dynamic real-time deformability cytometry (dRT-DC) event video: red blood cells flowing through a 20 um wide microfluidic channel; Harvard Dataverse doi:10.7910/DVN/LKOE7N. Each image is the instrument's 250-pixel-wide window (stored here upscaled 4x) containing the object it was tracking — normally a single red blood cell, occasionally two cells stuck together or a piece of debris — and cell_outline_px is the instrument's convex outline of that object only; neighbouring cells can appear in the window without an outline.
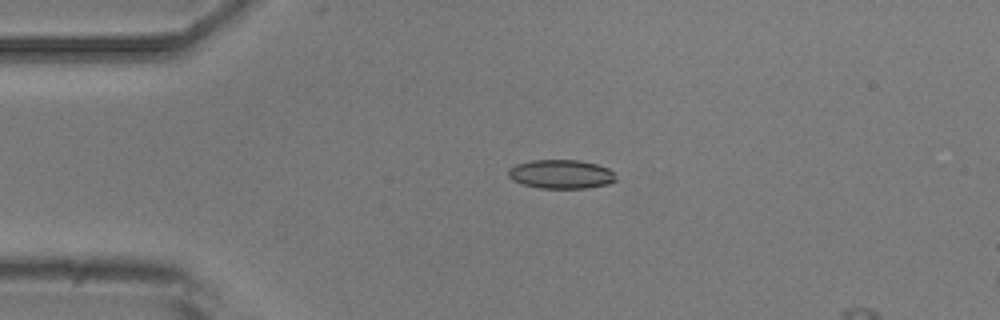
{"species": "common noctule bat (a hibernating species)", "species_latin": "Nyctalus noctula", "temperature_condition": "room temperature", "stored_images_in_passage": 5, "camera_frame_rate_fps": 3000, "um_per_image_px": 0.085, "animal": {"sex": "male", "body_mass_g": 20.5, "forearm_length_mm": 52.5}, "frame": {"image": 1, "passage_image": 5, "time_ms": 5.667, "image_size_px": [1000, 320], "cell_outline_px": [[616, 180], [608, 184], [588, 188], [540, 188], [524, 184], [512, 180], [508, 176], [508, 168], [516, 164], [532, 160], [580, 160], [596, 164], [608, 168], [612, 172]], "centroid_in_image_um": [47.67, 14.8], "position_along_channel_um": 37.3, "area_um2": 18.09}}